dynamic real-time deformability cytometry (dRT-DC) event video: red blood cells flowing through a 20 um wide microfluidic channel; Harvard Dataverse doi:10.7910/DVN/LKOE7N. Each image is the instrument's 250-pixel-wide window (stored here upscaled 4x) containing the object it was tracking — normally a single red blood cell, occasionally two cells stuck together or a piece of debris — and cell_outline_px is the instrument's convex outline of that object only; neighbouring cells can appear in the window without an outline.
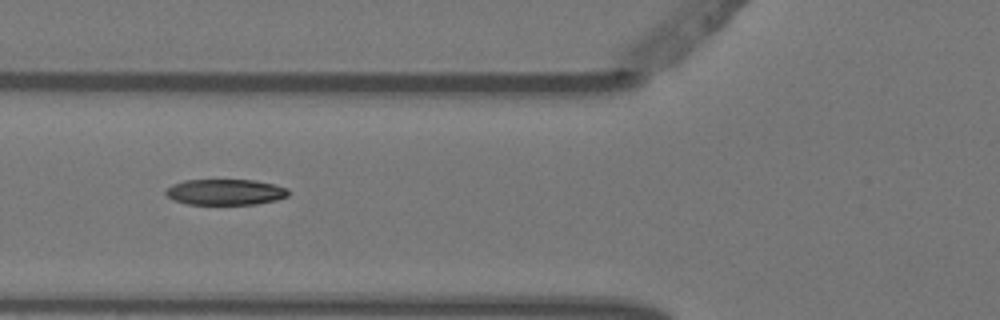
{"species": "Egyptian fruit bat (a non-hibernating species)", "species_latin": "Rousettus aegyptiacus", "temperature_condition": "warm", "stored_images_in_passage": 6, "camera_frame_rate_fps": 3000, "um_per_image_px": 0.085, "animal": {"sex": "female"}, "frame": {"image": 1, "passage_image": 5, "time_ms": 1.333, "image_size_px": [1000, 320], "cell_outline_px": [[288, 196], [276, 200], [256, 204], [188, 204], [172, 200], [164, 192], [164, 188], [172, 184], [184, 180], [252, 180], [272, 184], [288, 188]], "centroid_in_image_um": [19.1, 16.32], "position_along_channel_um": 106.7, "area_um2": 18.5}}
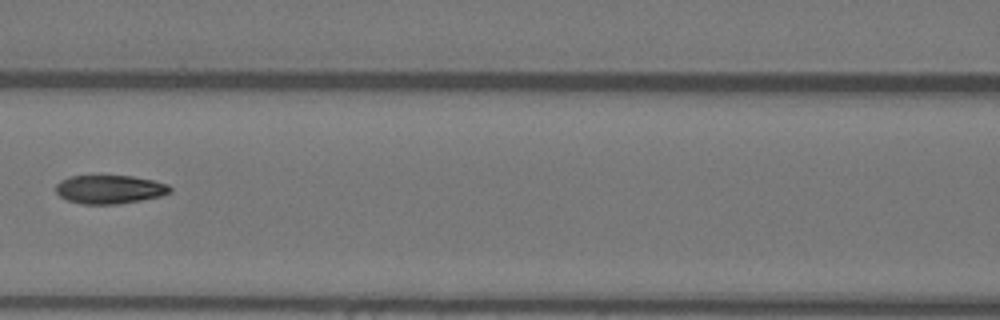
{"frame": {"image": 2, "passage_image": 6, "time_ms": 1.667, "image_size_px": [1000, 320], "cell_outline_px": [[172, 192], [160, 196], [140, 200], [116, 204], [80, 204], [68, 200], [60, 196], [56, 192], [56, 184], [60, 180], [72, 176], [132, 176], [152, 180], [168, 184], [172, 188]], "centroid_in_image_um": [9.32, 16.1], "position_along_channel_um": 157.3, "area_um2": 18.96}}